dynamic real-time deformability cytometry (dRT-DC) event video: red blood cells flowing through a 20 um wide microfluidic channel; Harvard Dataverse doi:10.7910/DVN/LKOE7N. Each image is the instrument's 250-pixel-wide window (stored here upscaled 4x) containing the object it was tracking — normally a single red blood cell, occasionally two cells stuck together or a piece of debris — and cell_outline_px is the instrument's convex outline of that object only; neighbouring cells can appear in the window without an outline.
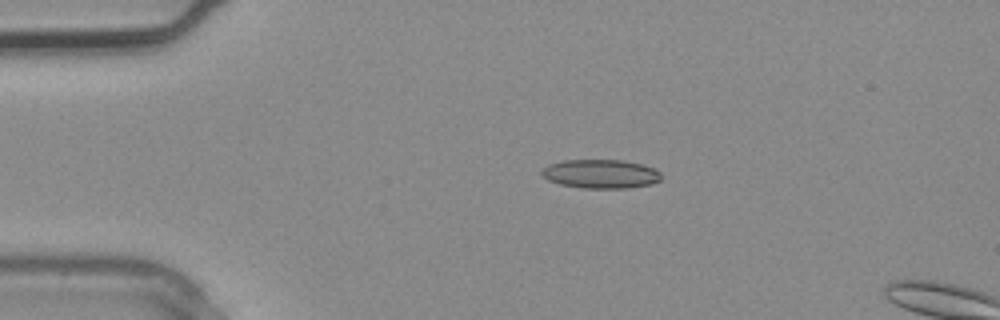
{"species": "common noctule bat (a hibernating species)", "species_latin": "Nyctalus noctula", "temperature_condition": "warm", "stored_images_in_passage": 3, "camera_frame_rate_fps": 3000, "um_per_image_px": 0.085, "animal": {"sex": "male", "body_mass_g": 20.4}, "frame": {"image": 1, "passage_image": 2, "time_ms": 0.333, "image_size_px": [1000, 320], "cell_outline_px": [[660, 180], [652, 184], [628, 188], [584, 188], [560, 184], [548, 180], [540, 172], [548, 164], [564, 160], [620, 160], [644, 164], [660, 172]], "centroid_in_image_um": [51.06, 14.78], "position_along_channel_um": 33.9, "area_um2": 20.06}}